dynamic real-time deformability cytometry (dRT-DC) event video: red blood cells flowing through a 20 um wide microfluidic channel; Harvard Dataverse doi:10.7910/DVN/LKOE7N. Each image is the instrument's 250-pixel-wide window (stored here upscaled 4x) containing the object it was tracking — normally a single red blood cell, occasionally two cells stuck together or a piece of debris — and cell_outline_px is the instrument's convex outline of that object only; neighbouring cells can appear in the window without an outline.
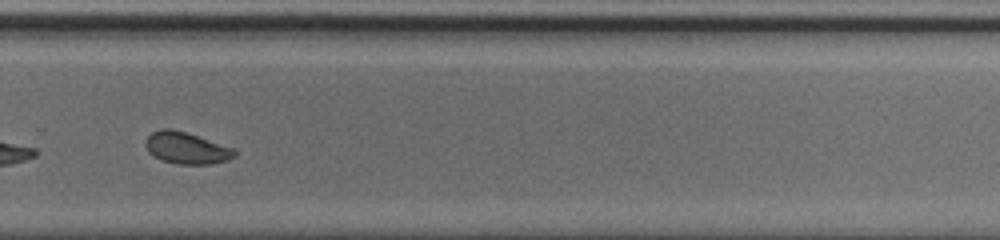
{"species": "common noctule bat (a hibernating species)", "species_latin": "Nyctalus noctula", "temperature_condition": "cold", "stored_images_in_passage": 41, "camera_frame_rate_fps": 3000, "um_per_image_px": 0.085, "animal": {"sex": "male", "body_mass_g": 20.0, "forearm_length_mm": 53.3}, "frame": {"image": 1, "passage_image": 24, "time_ms": 7.667, "image_size_px": [1000, 240], "cell_outline_px": [[236, 156], [228, 160], [212, 164], [176, 164], [160, 160], [148, 152], [144, 144], [144, 140], [152, 132], [164, 128], [168, 128], [184, 132], [236, 148]], "centroid_in_image_um": [15.85, 12.6], "position_along_channel_um": 313.9, "area_um2": 16.59}, "authors_computed_cell_mechanics": {"area_um2": 16.5886, "velocity_mm_per_s": 3.7216, "shape_relaxation_time_tau1_ms": null, "shape_relaxation_time_tau2_ms": 2.4916, "deformation_change_tau1": null, "deformation_change_tau2": 0.0624}}